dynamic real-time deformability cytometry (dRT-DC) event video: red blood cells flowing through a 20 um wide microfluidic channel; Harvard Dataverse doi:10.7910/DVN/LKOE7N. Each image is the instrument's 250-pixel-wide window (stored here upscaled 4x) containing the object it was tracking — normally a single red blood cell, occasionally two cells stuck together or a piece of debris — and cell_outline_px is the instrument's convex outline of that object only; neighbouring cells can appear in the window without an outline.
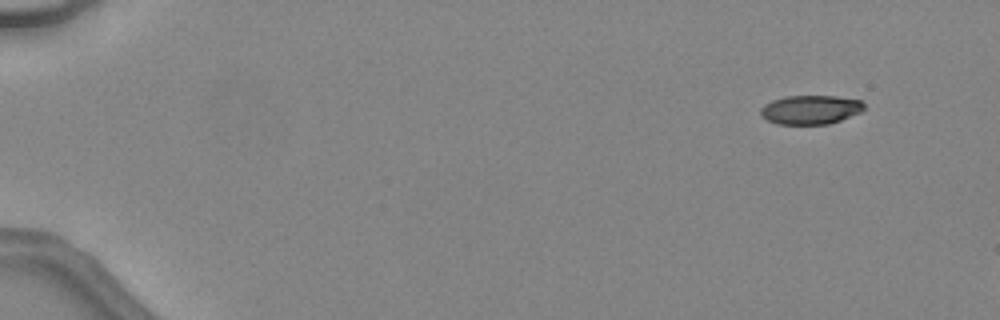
{"species": "common noctule bat (a hibernating species)", "species_latin": "Nyctalus noctula", "temperature_condition": "warm", "stored_images_in_passage": 2, "camera_frame_rate_fps": 3000, "um_per_image_px": 0.085, "animal": {"sex": "female", "body_mass_g": 24.6, "forearm_length_mm": 56.2}, "frame": {"image": 1, "passage_image": 1, "time_ms": 0.0, "image_size_px": [1000, 320], "cell_outline_px": [[864, 108], [860, 112], [840, 120], [828, 124], [776, 124], [760, 116], [760, 108], [764, 104], [772, 100], [784, 96], [836, 96], [860, 100], [864, 104]], "centroid_in_image_um": [68.85, 9.32], "position_along_channel_um": 16.2, "area_um2": 17.51}}